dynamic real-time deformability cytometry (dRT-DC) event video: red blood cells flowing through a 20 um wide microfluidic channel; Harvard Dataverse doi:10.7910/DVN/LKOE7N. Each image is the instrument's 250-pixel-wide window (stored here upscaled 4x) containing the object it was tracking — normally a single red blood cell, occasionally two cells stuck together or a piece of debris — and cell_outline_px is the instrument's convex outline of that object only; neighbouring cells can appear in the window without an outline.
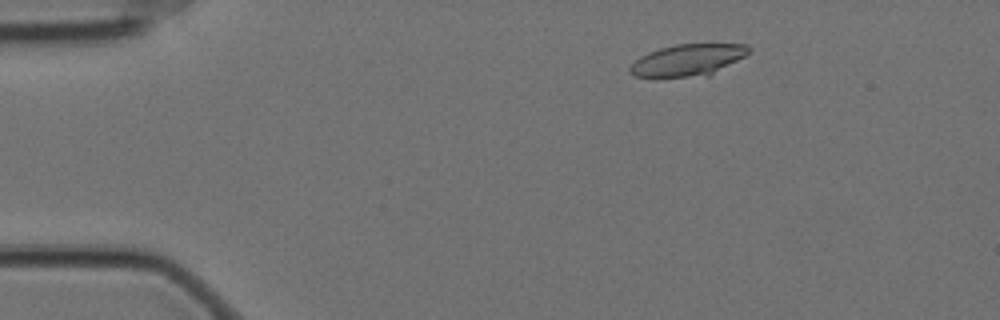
{"species": "Egyptian fruit bat (a non-hibernating species)", "species_latin": "Rousettus aegyptiacus", "temperature_condition": "cold", "stored_images_in_passage": 57, "camera_frame_rate_fps": 3000, "um_per_image_px": 0.085, "animal": {"sex": "female"}, "frame": {"image": 1, "passage_image": 8, "time_ms": 2.333, "image_size_px": [1000, 320], "cell_outline_px": [[752, 48], [744, 56], [708, 76], [636, 76], [628, 72], [628, 68], [640, 56], [648, 52], [660, 48], [676, 44], [748, 44]], "centroid_in_image_um": [58.47, 5.09], "position_along_channel_um": 26.5, "area_um2": 21.62}}
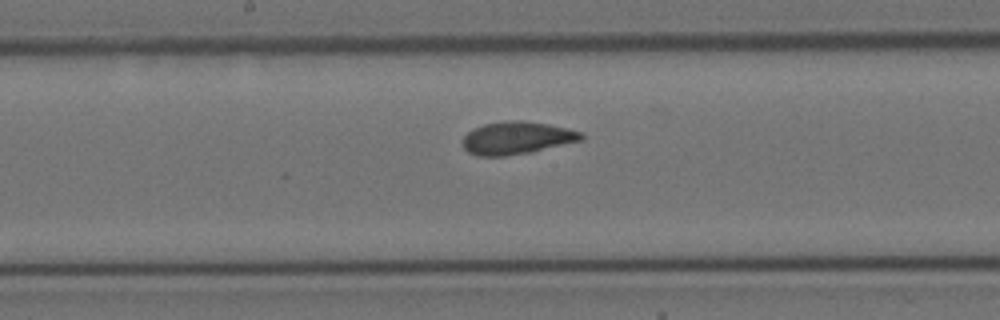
{"frame": {"image": 2, "passage_image": 29, "time_ms": 9.333, "image_size_px": [1000, 320], "cell_outline_px": [[584, 140], [532, 152], [504, 156], [476, 156], [468, 152], [460, 144], [464, 136], [472, 128], [484, 124], [508, 120], [520, 120], [548, 124], [568, 128], [584, 132]], "centroid_in_image_um": [43.93, 11.73], "position_along_channel_um": 204.3, "area_um2": 22.95}}
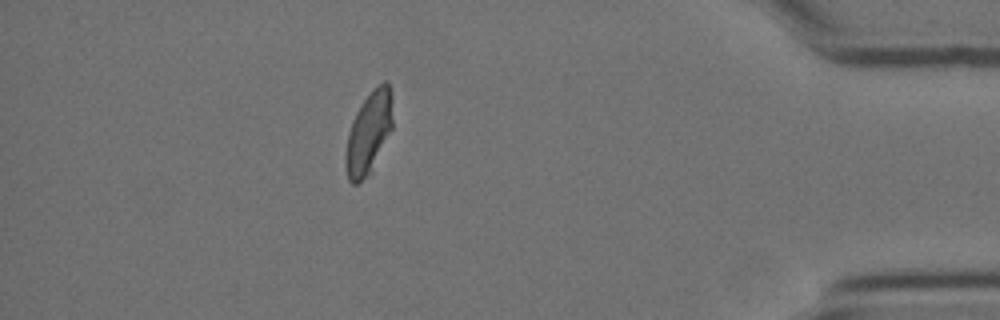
{"frame": {"image": 3, "passage_image": 50, "time_ms": 16.333, "image_size_px": [1000, 320], "cell_outline_px": [[392, 128], [372, 172], [356, 184], [352, 184], [348, 180], [344, 164], [344, 156], [348, 132], [352, 120], [356, 112], [372, 88], [376, 84], [384, 80], [388, 80], [392, 92]], "centroid_in_image_um": [31.34, 11.27], "position_along_channel_um": 403.9, "area_um2": 23.06}, "authors_computed_cell_mechanics": {"area_um2": 22.7732, "velocity_mm_per_s": 3.4853, "shape_relaxation_time_tau1_ms": 6.9475, "shape_relaxation_time_tau2_ms": 1.6132, "deformation_change_tau1": 0.1474, "deformation_change_tau2": 0.0751}}